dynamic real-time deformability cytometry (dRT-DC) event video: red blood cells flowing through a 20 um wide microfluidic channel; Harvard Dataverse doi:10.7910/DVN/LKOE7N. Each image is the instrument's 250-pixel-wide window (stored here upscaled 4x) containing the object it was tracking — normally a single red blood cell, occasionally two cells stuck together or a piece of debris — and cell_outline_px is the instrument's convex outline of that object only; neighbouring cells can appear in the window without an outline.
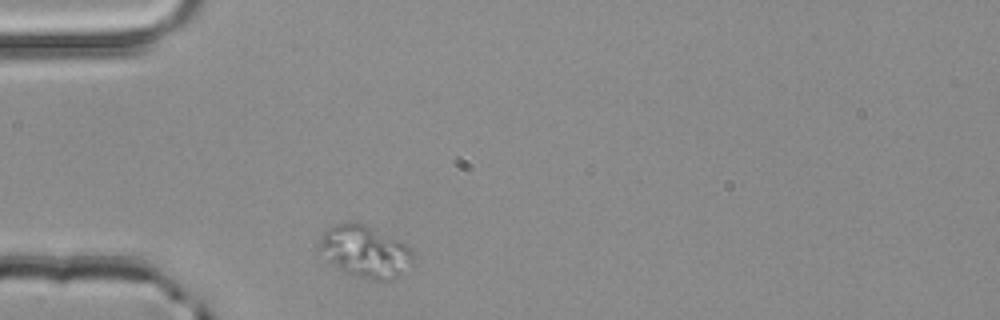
{"species": "common noctule bat (a hibernating species)", "species_latin": "Nyctalus noctula", "temperature_condition": "room temperature", "stored_images_in_passage": 31, "camera_frame_rate_fps": 3000, "um_per_image_px": 0.085, "animal": {"sex": "male", "body_mass_g": 20.4}, "frame": {"image": 1, "passage_image": 1, "time_ms": 0.0, "image_size_px": [1000, 320], "cell_outline_px": [[416, 256], [396, 280], [376, 280], [356, 276], [340, 268], [328, 260], [320, 248], [320, 240], [324, 232], [328, 228], [336, 224], [352, 220], [364, 224], [404, 244]], "centroid_in_image_um": [31.04, 21.37], "position_along_channel_um": 54.0, "area_um2": 27.63}}
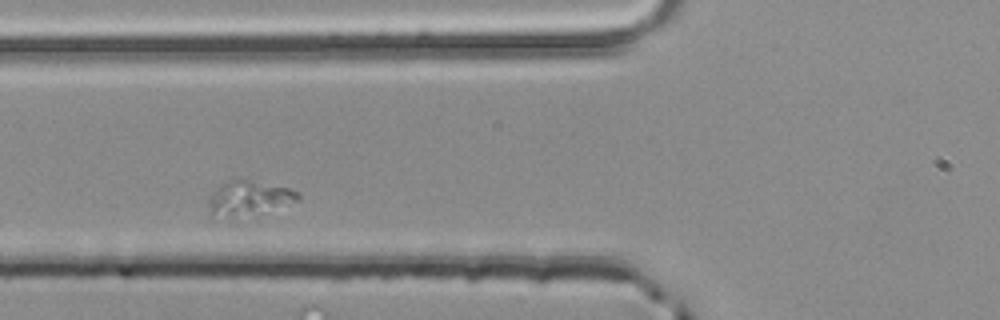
{"frame": {"image": 2, "passage_image": 6, "time_ms": 1.667, "image_size_px": [1000, 320], "cell_outline_px": [[300, 200], [236, 224], [212, 216], [208, 212], [208, 200], [232, 176], [236, 176], [288, 188], [300, 192]], "centroid_in_image_um": [21.13, 16.96], "position_along_channel_um": 104.7, "area_um2": 19.83}}
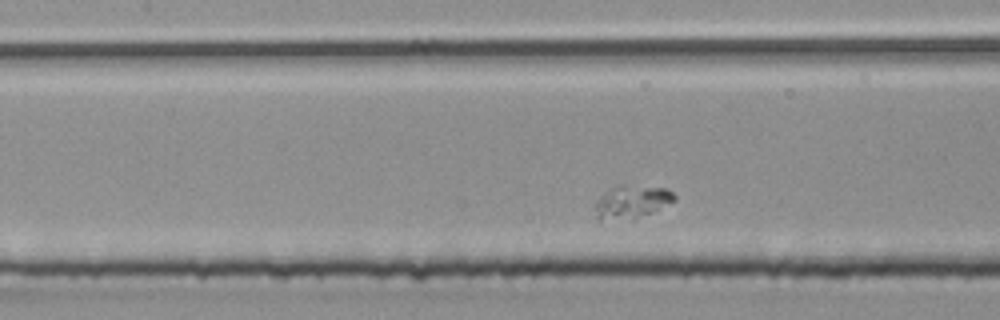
{"frame": {"image": 3, "passage_image": 10, "time_ms": 3.0, "image_size_px": [1000, 320], "cell_outline_px": [[676, 200], [648, 212], [632, 216], [600, 220], [596, 216], [596, 204], [600, 196], [608, 188], [616, 184], [624, 184], [664, 188], [672, 192], [676, 196]], "centroid_in_image_um": [53.66, 17.07], "position_along_channel_um": 153.7, "area_um2": 14.51}}